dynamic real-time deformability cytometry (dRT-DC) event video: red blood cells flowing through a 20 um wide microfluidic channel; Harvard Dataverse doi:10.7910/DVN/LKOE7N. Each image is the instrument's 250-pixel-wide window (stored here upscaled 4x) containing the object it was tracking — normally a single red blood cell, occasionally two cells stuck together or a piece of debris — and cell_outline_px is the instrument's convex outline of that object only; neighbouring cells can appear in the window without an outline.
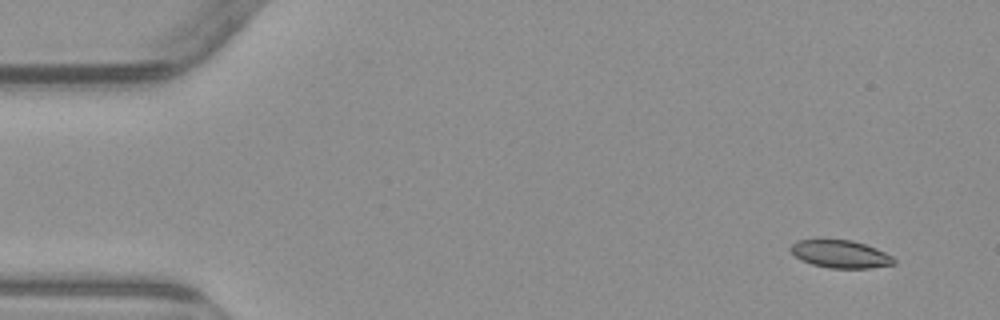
{"species": "common noctule bat (a hibernating species)", "species_latin": "Nyctalus noctula", "temperature_condition": "warm", "stored_images_in_passage": 5, "camera_frame_rate_fps": 3000, "um_per_image_px": 0.085, "animal": {"sex": "male", "body_mass_g": 23.1, "forearm_length_mm": 52.7}, "frame": {"image": 1, "passage_image": 1, "time_ms": 0.0, "image_size_px": [1000, 320], "cell_outline_px": [[896, 264], [868, 268], [828, 268], [812, 264], [796, 256], [788, 248], [796, 240], [816, 236], [824, 236], [852, 240], [876, 248], [892, 256], [896, 260]], "centroid_in_image_um": [71.37, 21.53], "position_along_channel_um": 13.6, "area_um2": 17.46}}
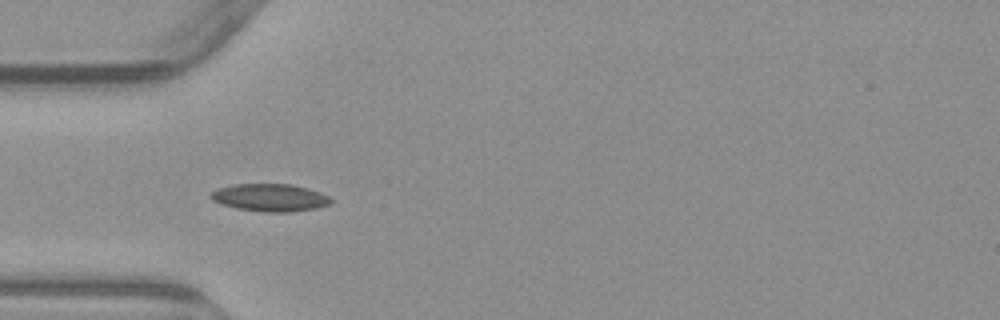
{"frame": {"image": 2, "passage_image": 4, "time_ms": 4.333, "image_size_px": [1000, 320], "cell_outline_px": [[332, 204], [316, 208], [288, 212], [264, 212], [236, 208], [220, 204], [212, 200], [208, 196], [208, 192], [216, 188], [236, 184], [292, 184], [308, 188], [320, 192], [328, 196], [332, 200]], "centroid_in_image_um": [22.91, 16.79], "position_along_channel_um": 62.1, "area_um2": 19.54}}
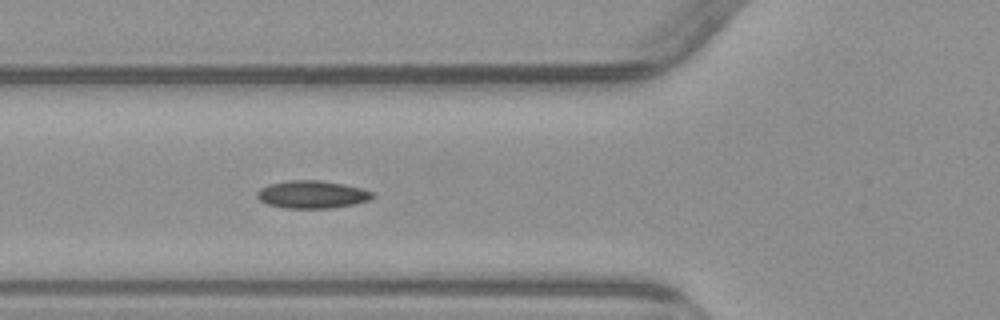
{"frame": {"image": 3, "passage_image": 5, "time_ms": 5.333, "image_size_px": [1000, 320], "cell_outline_px": [[376, 196], [368, 200], [352, 204], [332, 208], [284, 208], [268, 204], [260, 200], [256, 196], [256, 192], [260, 188], [268, 184], [288, 180], [320, 180], [344, 184], [360, 188], [372, 192]], "centroid_in_image_um": [26.49, 16.52], "position_along_channel_um": 99.3, "area_um2": 18.61}}